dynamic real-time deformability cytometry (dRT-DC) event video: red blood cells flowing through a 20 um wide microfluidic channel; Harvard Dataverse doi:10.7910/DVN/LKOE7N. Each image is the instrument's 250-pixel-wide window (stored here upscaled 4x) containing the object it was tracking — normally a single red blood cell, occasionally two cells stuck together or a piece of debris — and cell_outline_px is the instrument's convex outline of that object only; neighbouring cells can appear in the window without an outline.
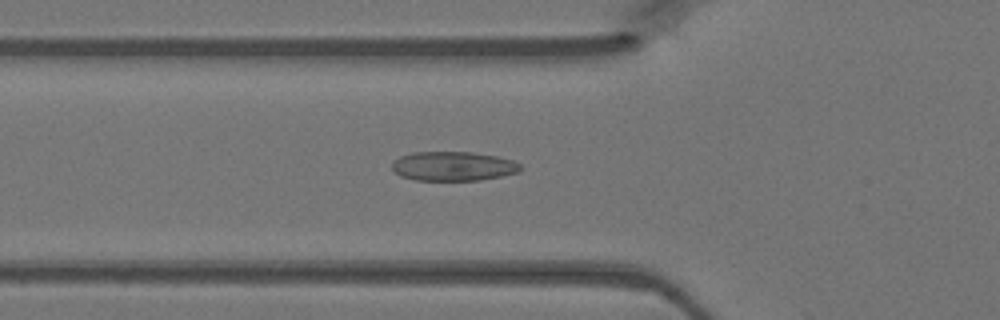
{"species": "Egyptian fruit bat (a non-hibernating species)", "species_latin": "Rousettus aegyptiacus", "temperature_condition": "warm", "stored_images_in_passage": 47, "camera_frame_rate_fps": 3000, "um_per_image_px": 0.085, "animal": {"sex": "female"}, "frame": {"image": 1, "passage_image": 16, "time_ms": 5.0, "image_size_px": [1000, 320], "cell_outline_px": [[520, 168], [516, 172], [500, 176], [480, 180], [416, 180], [400, 176], [392, 172], [392, 160], [400, 156], [412, 152], [472, 152], [496, 156], [512, 160], [520, 164]], "centroid_in_image_um": [38.44, 14.12], "position_along_channel_um": 87.4, "area_um2": 21.91}}
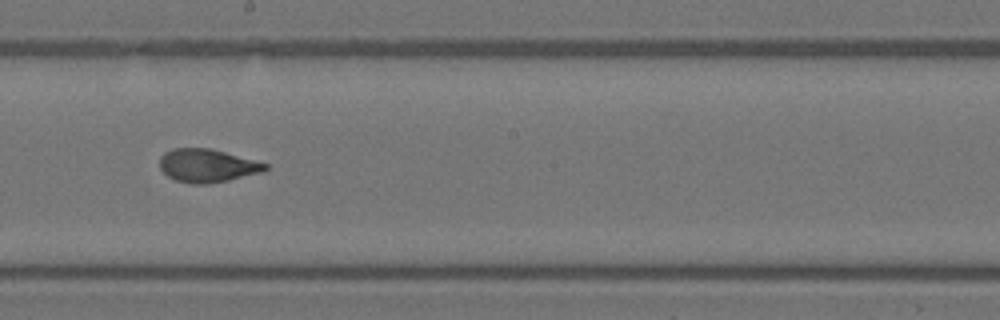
{"frame": {"image": 2, "passage_image": 26, "time_ms": 8.333, "image_size_px": [1000, 320], "cell_outline_px": [[268, 168], [264, 172], [228, 180], [208, 184], [192, 184], [176, 180], [168, 176], [160, 168], [160, 156], [164, 152], [172, 148], [212, 148], [268, 164]], "centroid_in_image_um": [17.62, 14.07], "position_along_channel_um": 230.6, "area_um2": 20.52}}
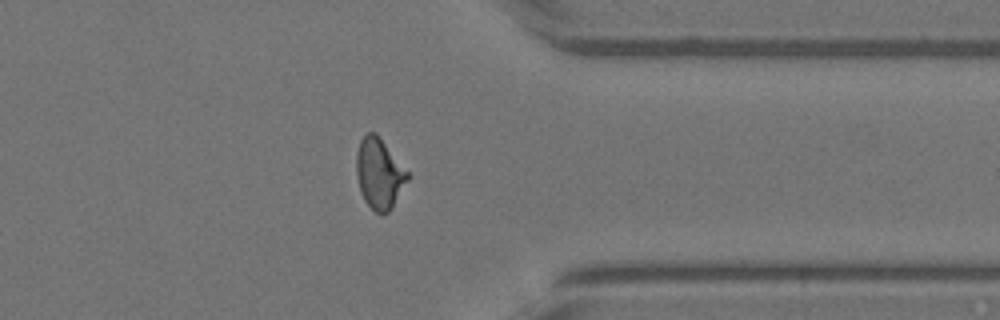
{"frame": {"image": 3, "passage_image": 37, "time_ms": 12.0, "image_size_px": [1000, 320], "cell_outline_px": [[412, 176], [392, 208], [388, 212], [376, 212], [364, 200], [360, 192], [356, 172], [356, 152], [360, 140], [368, 132], [376, 132]], "centroid_in_image_um": [32.26, 14.74], "position_along_channel_um": 379.1, "area_um2": 21.21}}